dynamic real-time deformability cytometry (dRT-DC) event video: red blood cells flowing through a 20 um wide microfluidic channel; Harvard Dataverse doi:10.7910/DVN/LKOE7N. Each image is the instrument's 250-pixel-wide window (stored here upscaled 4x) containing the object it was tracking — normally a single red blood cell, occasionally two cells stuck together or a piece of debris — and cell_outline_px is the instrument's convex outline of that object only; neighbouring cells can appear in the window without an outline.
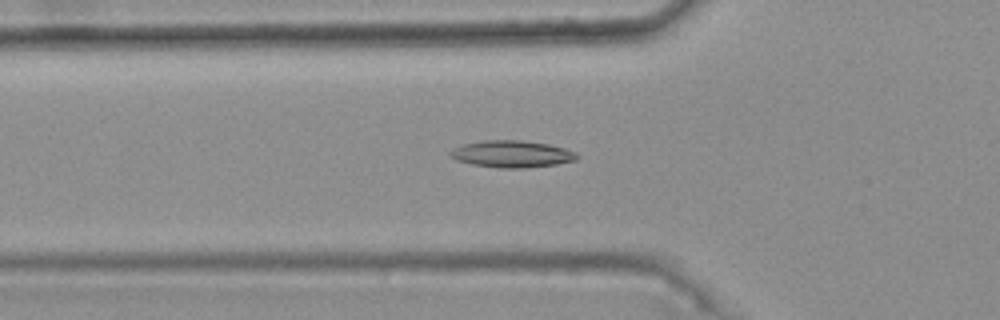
{"species": "common noctule bat (a hibernating species)", "species_latin": "Nyctalus noctula", "temperature_condition": "warm", "stored_images_in_passage": 36, "camera_frame_rate_fps": 3000, "um_per_image_px": 0.085, "animal": {"sex": "female", "body_mass_g": 25.1}, "frame": {"image": 1, "passage_image": 7, "time_ms": 2.0, "image_size_px": [1000, 320], "cell_outline_px": [[580, 156], [576, 160], [556, 164], [524, 168], [500, 168], [472, 164], [456, 160], [448, 152], [464, 144], [484, 140], [520, 140], [548, 144], [564, 148], [576, 152]], "centroid_in_image_um": [43.54, 13.09], "position_along_channel_um": 82.3, "area_um2": 19.71}}
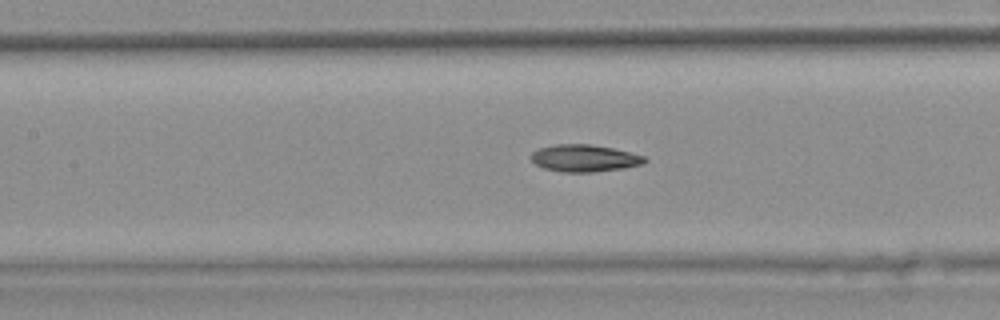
{"frame": {"image": 2, "passage_image": 13, "time_ms": 4.0, "image_size_px": [1000, 320], "cell_outline_px": [[648, 160], [644, 164], [624, 168], [592, 172], [560, 172], [544, 168], [536, 164], [528, 156], [532, 152], [540, 148], [556, 144], [588, 144], [612, 148], [644, 156]], "centroid_in_image_um": [49.66, 13.45], "position_along_channel_um": 157.7, "area_um2": 17.92}}
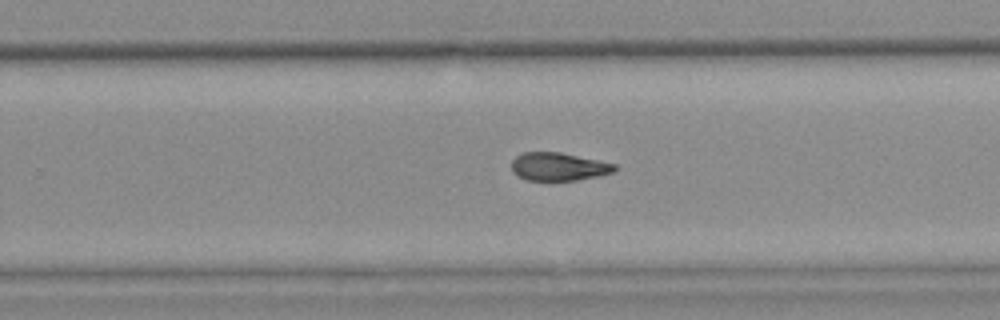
{"frame": {"image": 3, "passage_image": 23, "time_ms": 7.333, "image_size_px": [1000, 320], "cell_outline_px": [[616, 172], [600, 176], [576, 180], [528, 180], [516, 176], [512, 172], [512, 160], [516, 156], [524, 152], [560, 152], [616, 164]], "centroid_in_image_um": [47.48, 14.17], "position_along_channel_um": 282.3, "area_um2": 16.94}, "authors_computed_cell_mechanics": {"area_um2": 17.629, "velocity_mm_per_s": 3.7463, "shape_relaxation_time_tau1_ms": null, "shape_relaxation_time_tau2_ms": 7.0119, "deformation_change_tau1": null, "deformation_change_tau2": 0.1628}}